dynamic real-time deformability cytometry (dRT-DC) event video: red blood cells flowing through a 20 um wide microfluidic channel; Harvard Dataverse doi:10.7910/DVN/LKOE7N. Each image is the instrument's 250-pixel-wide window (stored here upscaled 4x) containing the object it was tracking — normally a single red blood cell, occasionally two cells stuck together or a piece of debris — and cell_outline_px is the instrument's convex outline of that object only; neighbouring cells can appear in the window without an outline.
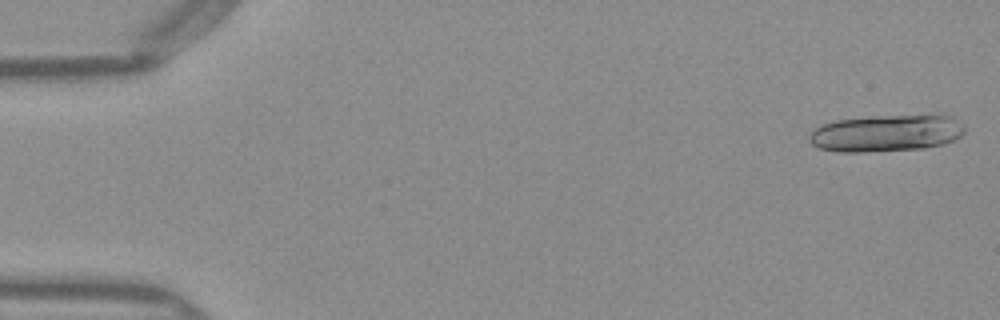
{"species": "Egyptian fruit bat (a non-hibernating species)", "species_latin": "Rousettus aegyptiacus", "temperature_condition": "warm", "stored_images_in_passage": 17, "camera_frame_rate_fps": 3000, "um_per_image_px": 0.085, "frame": {"image": 1, "passage_image": 1, "time_ms": 0.0, "image_size_px": [1000, 320], "cell_outline_px": [[964, 132], [960, 136], [944, 144], [924, 148], [860, 152], [836, 152], [820, 148], [812, 144], [808, 140], [808, 136], [820, 124], [836, 120], [872, 116], [948, 116], [956, 120], [964, 128]], "centroid_in_image_um": [75.25, 11.33], "position_along_channel_um": 9.7, "area_um2": 33.0}}